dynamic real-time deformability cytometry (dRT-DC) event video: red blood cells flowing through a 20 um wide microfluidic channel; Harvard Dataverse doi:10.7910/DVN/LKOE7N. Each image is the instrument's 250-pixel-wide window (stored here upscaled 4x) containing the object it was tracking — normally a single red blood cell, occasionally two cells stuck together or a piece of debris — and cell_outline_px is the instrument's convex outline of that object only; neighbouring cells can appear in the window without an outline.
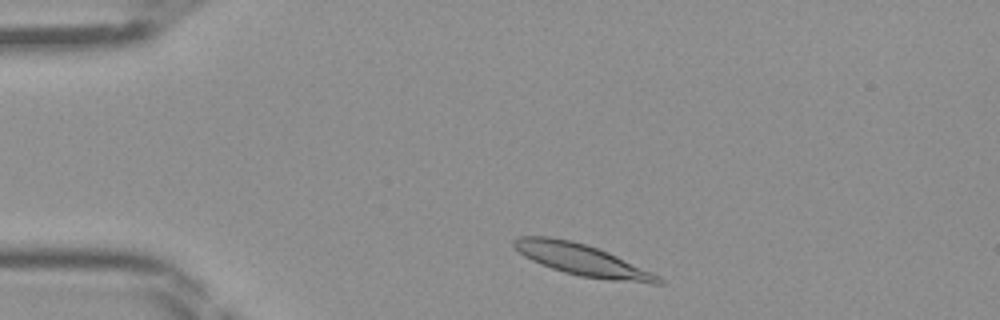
{"species": "Egyptian fruit bat (a non-hibernating species)", "species_latin": "Rousettus aegyptiacus", "temperature_condition": "room temperature", "stored_images_in_passage": 39, "camera_frame_rate_fps": 3000, "um_per_image_px": 0.085, "frame": {"image": 1, "passage_image": 2, "time_ms": 0.333, "image_size_px": [1000, 320], "cell_outline_px": [[664, 284], [652, 284], [612, 280], [580, 276], [564, 272], [540, 264], [524, 256], [512, 244], [512, 240], [520, 236], [552, 236], [572, 240], [608, 252], [652, 272], [660, 276], [664, 280]], "centroid_in_image_um": [49.49, 22.09], "position_along_channel_um": 35.5, "area_um2": 26.41}}
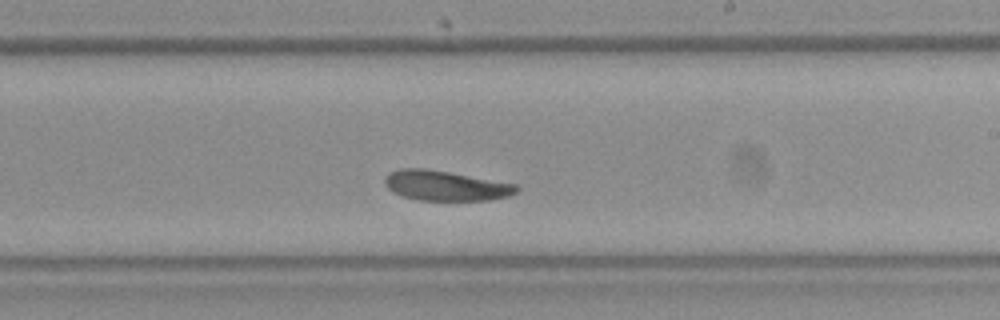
{"frame": {"image": 2, "passage_image": 20, "time_ms": 6.333, "image_size_px": [1000, 320], "cell_outline_px": [[520, 188], [516, 192], [508, 196], [488, 200], [420, 200], [404, 196], [392, 192], [384, 184], [384, 176], [388, 172], [400, 168], [424, 168], [520, 184]], "centroid_in_image_um": [37.87, 15.77], "position_along_channel_um": 251.1, "area_um2": 23.18}}
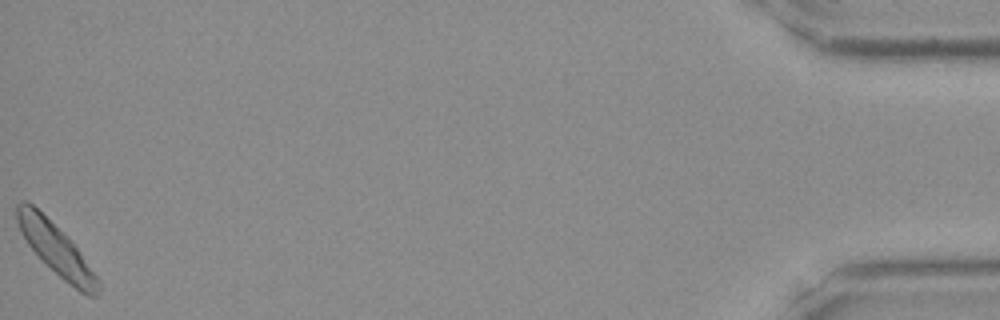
{"frame": {"image": 3, "passage_image": 39, "time_ms": 12.667, "image_size_px": [1000, 320], "cell_outline_px": [[100, 292], [96, 296], [88, 296], [80, 292], [64, 280], [28, 244], [20, 232], [16, 220], [16, 204], [20, 200], [24, 200], [32, 204], [76, 248], [100, 280]], "centroid_in_image_um": [4.76, 21.21], "position_along_channel_um": 430.4, "area_um2": 23.18}}